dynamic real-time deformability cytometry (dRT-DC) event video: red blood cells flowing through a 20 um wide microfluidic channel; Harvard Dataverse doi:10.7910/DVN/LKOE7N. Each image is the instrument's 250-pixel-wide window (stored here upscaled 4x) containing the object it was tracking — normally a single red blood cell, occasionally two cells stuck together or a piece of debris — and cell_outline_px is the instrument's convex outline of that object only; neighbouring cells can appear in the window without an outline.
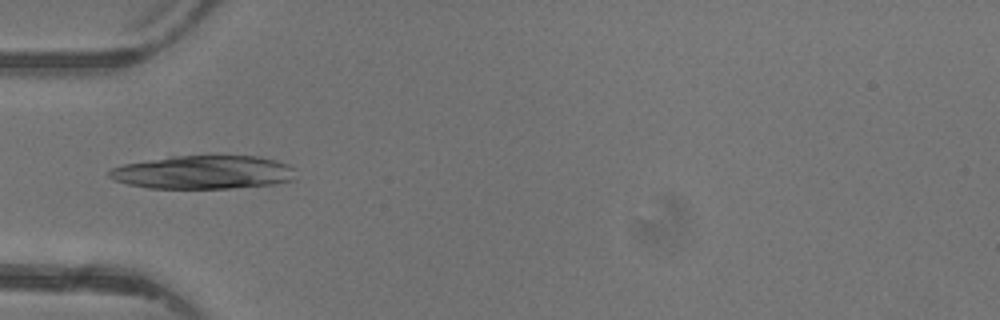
{"species": "common noctule bat (a hibernating species)", "species_latin": "Nyctalus noctula", "temperature_condition": "warm", "stored_images_in_passage": 4, "camera_frame_rate_fps": 3000, "um_per_image_px": 0.085, "animal": {"sex": "female"}, "frame": {"image": 1, "passage_image": 3, "time_ms": 2.333, "image_size_px": [1000, 320], "cell_outline_px": [[296, 180], [276, 184], [232, 188], [148, 188], [128, 184], [112, 180], [108, 176], [108, 172], [112, 168], [124, 164], [172, 156], [260, 156], [276, 160], [288, 164], [292, 168]], "centroid_in_image_um": [17.3, 14.65], "position_along_channel_um": 67.7, "area_um2": 36.47}}
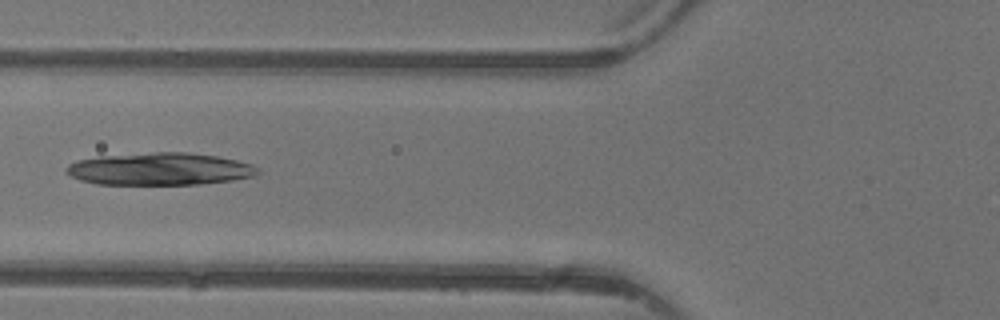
{"frame": {"image": 2, "passage_image": 4, "time_ms": 3.333, "image_size_px": [1000, 320], "cell_outline_px": [[260, 172], [256, 176], [232, 180], [200, 184], [100, 184], [80, 180], [72, 176], [64, 168], [68, 164], [76, 160], [100, 156], [152, 152], [188, 152], [216, 156], [236, 160], [252, 164], [260, 168]], "centroid_in_image_um": [13.61, 14.36], "position_along_channel_um": 112.2, "area_um2": 36.18}}